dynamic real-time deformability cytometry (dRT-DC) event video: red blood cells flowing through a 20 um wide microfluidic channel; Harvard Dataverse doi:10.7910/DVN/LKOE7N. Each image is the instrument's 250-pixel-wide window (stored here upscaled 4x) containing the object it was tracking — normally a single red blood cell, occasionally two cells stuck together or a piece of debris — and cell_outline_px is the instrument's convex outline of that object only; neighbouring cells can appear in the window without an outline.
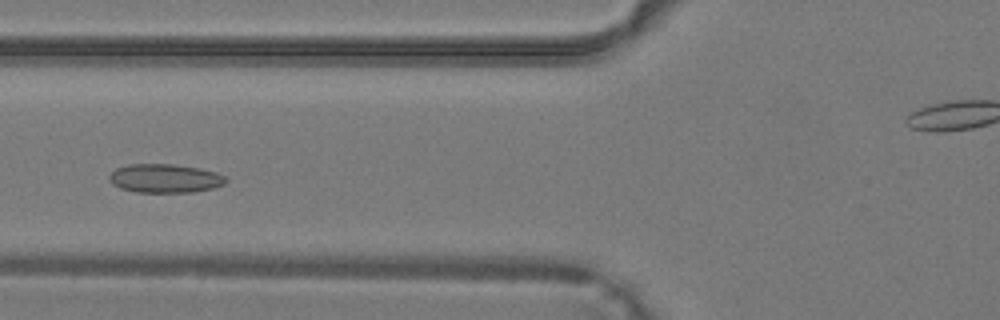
{"species": "common noctule bat (a hibernating species)", "species_latin": "Nyctalus noctula", "temperature_condition": "warm", "stored_images_in_passage": 34, "camera_frame_rate_fps": 3000, "um_per_image_px": 0.085, "animal": {"sex": "male", "body_mass_g": 19.2, "forearm_length_mm": 51.8}, "frame": {"image": 1, "passage_image": 11, "time_ms": 3.333, "image_size_px": [1000, 320], "cell_outline_px": [[228, 180], [224, 184], [212, 188], [192, 192], [136, 192], [120, 188], [112, 184], [108, 180], [108, 176], [116, 168], [128, 164], [172, 164], [200, 168], [216, 172], [224, 176]], "centroid_in_image_um": [13.99, 15.16], "position_along_channel_um": 111.8, "area_um2": 19.59}}
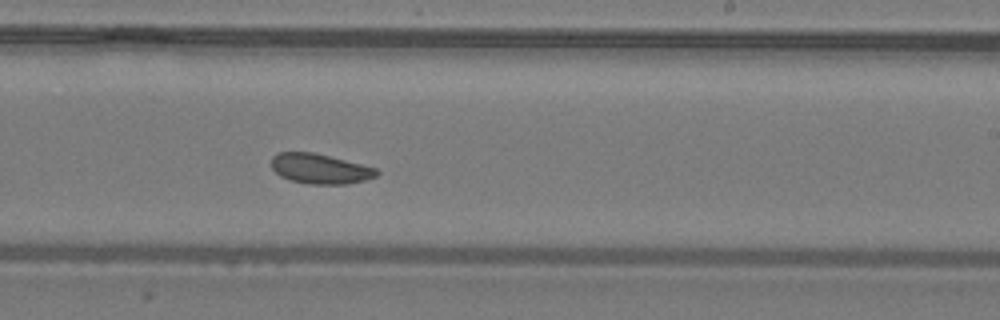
{"frame": {"image": 2, "passage_image": 20, "time_ms": 6.333, "image_size_px": [1000, 320], "cell_outline_px": [[380, 172], [376, 176], [364, 180], [344, 184], [308, 184], [292, 180], [280, 176], [272, 168], [272, 156], [276, 152], [312, 152], [376, 168]], "centroid_in_image_um": [27.17, 14.34], "position_along_channel_um": 261.8, "area_um2": 18.15}}
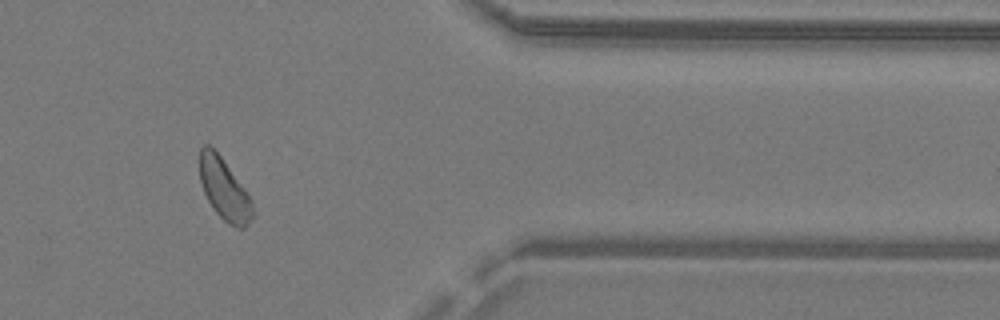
{"frame": {"image": 3, "passage_image": 29, "time_ms": 9.333, "image_size_px": [1000, 320], "cell_outline_px": [[252, 216], [248, 224], [244, 228], [236, 228], [228, 224], [216, 212], [208, 200], [204, 192], [200, 180], [200, 148], [204, 144], [208, 144], [220, 156], [252, 200]], "centroid_in_image_um": [19.04, 16.11], "position_along_channel_um": 392.4, "area_um2": 18.44}}